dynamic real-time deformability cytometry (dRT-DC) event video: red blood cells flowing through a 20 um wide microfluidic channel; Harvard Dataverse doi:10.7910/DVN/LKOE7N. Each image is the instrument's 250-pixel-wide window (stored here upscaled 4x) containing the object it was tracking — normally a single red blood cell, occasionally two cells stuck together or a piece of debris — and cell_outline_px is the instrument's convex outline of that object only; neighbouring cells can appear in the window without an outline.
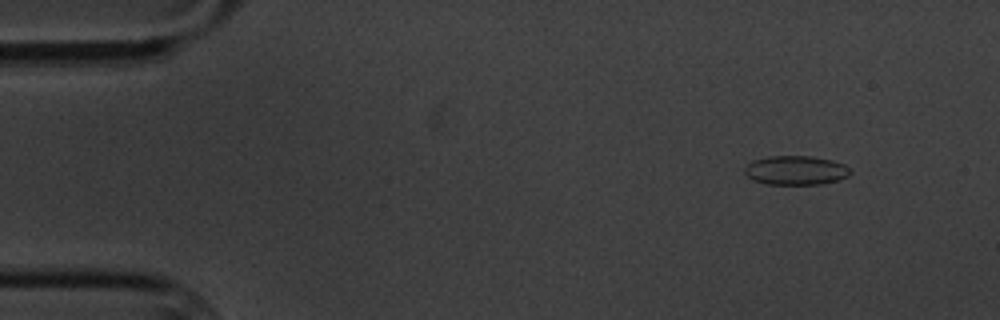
{"species": "common noctule bat (a hibernating species)", "species_latin": "Nyctalus noctula", "temperature_condition": "cold", "stored_images_in_passage": 5, "camera_frame_rate_fps": 3000, "um_per_image_px": 0.085, "animal": {"sex": "male", "body_mass_g": 20.1, "forearm_length_mm": 53.5}, "frame": {"image": 1, "passage_image": 2, "time_ms": 1.0, "image_size_px": [1000, 320], "cell_outline_px": [[852, 172], [848, 176], [836, 180], [820, 184], [768, 184], [752, 180], [744, 172], [744, 168], [752, 160], [768, 156], [812, 156], [832, 160], [844, 164]], "centroid_in_image_um": [67.62, 14.47], "position_along_channel_um": 17.4, "area_um2": 17.92}}